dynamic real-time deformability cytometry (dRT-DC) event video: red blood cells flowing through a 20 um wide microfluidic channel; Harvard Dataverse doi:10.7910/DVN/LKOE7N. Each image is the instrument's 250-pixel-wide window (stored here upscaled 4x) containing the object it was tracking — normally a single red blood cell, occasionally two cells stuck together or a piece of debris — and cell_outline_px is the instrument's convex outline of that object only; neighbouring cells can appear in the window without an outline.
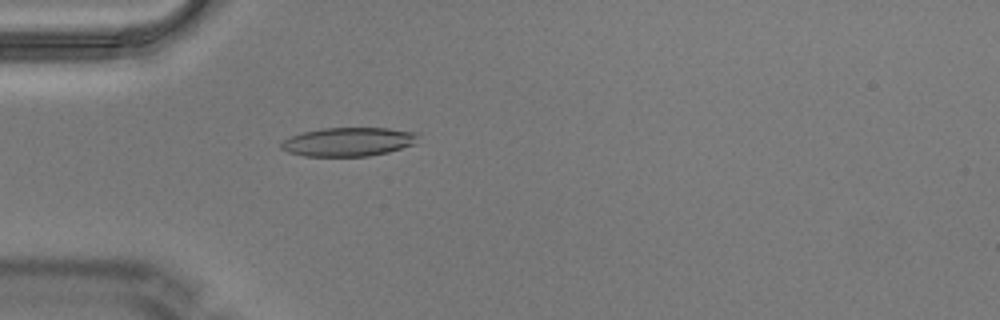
{"species": "Egyptian fruit bat (a non-hibernating species)", "species_latin": "Rousettus aegyptiacus", "temperature_condition": "warm", "stored_images_in_passage": 6, "camera_frame_rate_fps": 3000, "um_per_image_px": 0.085, "animal": {"sex": "male"}, "frame": {"image": 1, "passage_image": 6, "time_ms": 1.667, "image_size_px": [1000, 320], "cell_outline_px": [[416, 136], [412, 144], [388, 152], [368, 156], [304, 156], [288, 152], [280, 148], [280, 144], [284, 140], [292, 136], [304, 132], [324, 128], [388, 128], [416, 132]], "centroid_in_image_um": [29.56, 12.05], "position_along_channel_um": 55.4, "area_um2": 22.6}}